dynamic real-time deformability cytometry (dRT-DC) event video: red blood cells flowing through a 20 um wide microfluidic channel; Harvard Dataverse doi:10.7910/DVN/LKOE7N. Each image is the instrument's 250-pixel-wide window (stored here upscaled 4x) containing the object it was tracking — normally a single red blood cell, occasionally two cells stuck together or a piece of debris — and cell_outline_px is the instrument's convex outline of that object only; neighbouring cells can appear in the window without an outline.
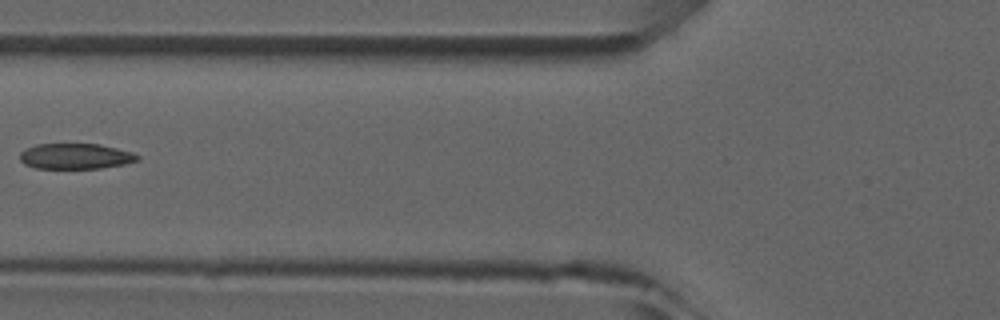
{"species": "common noctule bat (a hibernating species)", "species_latin": "Nyctalus noctula", "temperature_condition": "room temperature", "stored_images_in_passage": 6, "camera_frame_rate_fps": 3000, "um_per_image_px": 0.085, "animal": {"sex": "male", "forearm_length_mm": 52.5}, "frame": {"image": 1, "passage_image": 5, "time_ms": 4.667, "image_size_px": [1000, 320], "cell_outline_px": [[140, 160], [124, 164], [100, 168], [36, 168], [24, 164], [20, 160], [20, 152], [36, 144], [96, 144], [116, 148], [132, 152], [140, 156]], "centroid_in_image_um": [6.42, 13.28], "position_along_channel_um": 119.4, "area_um2": 17.4}}
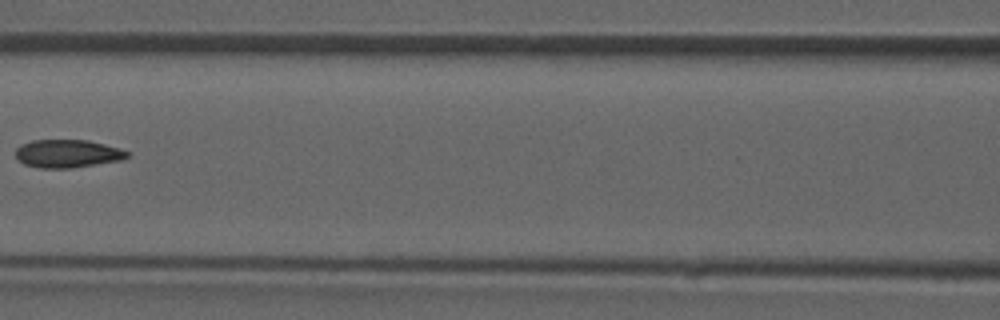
{"frame": {"image": 2, "passage_image": 6, "time_ms": 5.667, "image_size_px": [1000, 320], "cell_outline_px": [[128, 156], [120, 160], [72, 168], [40, 168], [24, 164], [16, 156], [16, 148], [20, 144], [32, 140], [88, 140], [120, 148], [128, 152]], "centroid_in_image_um": [5.71, 13.05], "position_along_channel_um": 160.9, "area_um2": 18.15}}